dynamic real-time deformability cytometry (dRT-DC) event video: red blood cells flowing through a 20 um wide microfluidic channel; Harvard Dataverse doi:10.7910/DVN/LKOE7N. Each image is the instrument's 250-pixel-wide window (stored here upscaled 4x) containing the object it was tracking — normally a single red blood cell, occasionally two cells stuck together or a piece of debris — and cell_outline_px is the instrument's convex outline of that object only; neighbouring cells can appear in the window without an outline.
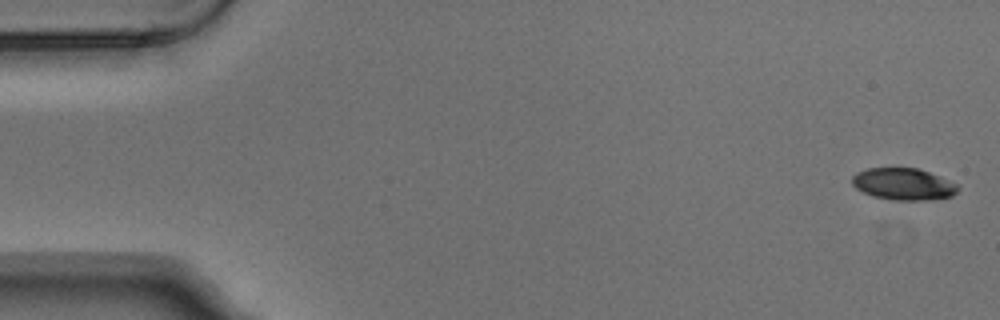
{"species": "Egyptian fruit bat (a non-hibernating species)", "species_latin": "Rousettus aegyptiacus", "temperature_condition": "warm", "stored_images_in_passage": 5, "camera_frame_rate_fps": 3000, "um_per_image_px": 0.085, "animal": {"sex": "male"}, "frame": {"image": 1, "passage_image": 1, "time_ms": 0.0, "image_size_px": [1000, 320], "cell_outline_px": [[960, 188], [952, 196], [932, 200], [892, 200], [872, 196], [856, 188], [852, 184], [852, 176], [856, 172], [868, 168], [916, 168], [940, 176], [960, 184]], "centroid_in_image_um": [76.82, 15.65], "position_along_channel_um": 8.2, "area_um2": 19.83}}
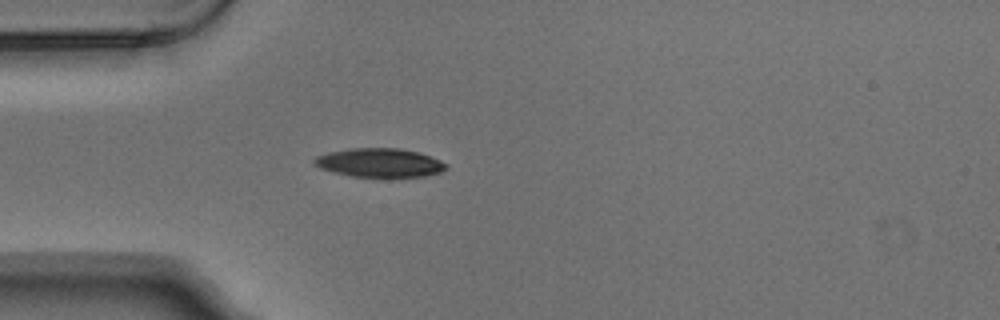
{"frame": {"image": 2, "passage_image": 5, "time_ms": 1.333, "image_size_px": [1000, 320], "cell_outline_px": [[448, 168], [440, 172], [424, 176], [388, 180], [352, 176], [320, 168], [312, 164], [312, 160], [316, 156], [328, 152], [352, 148], [400, 148], [420, 152], [440, 160], [448, 164]], "centroid_in_image_um": [32.3, 13.87], "position_along_channel_um": 52.7, "area_um2": 23.06}}